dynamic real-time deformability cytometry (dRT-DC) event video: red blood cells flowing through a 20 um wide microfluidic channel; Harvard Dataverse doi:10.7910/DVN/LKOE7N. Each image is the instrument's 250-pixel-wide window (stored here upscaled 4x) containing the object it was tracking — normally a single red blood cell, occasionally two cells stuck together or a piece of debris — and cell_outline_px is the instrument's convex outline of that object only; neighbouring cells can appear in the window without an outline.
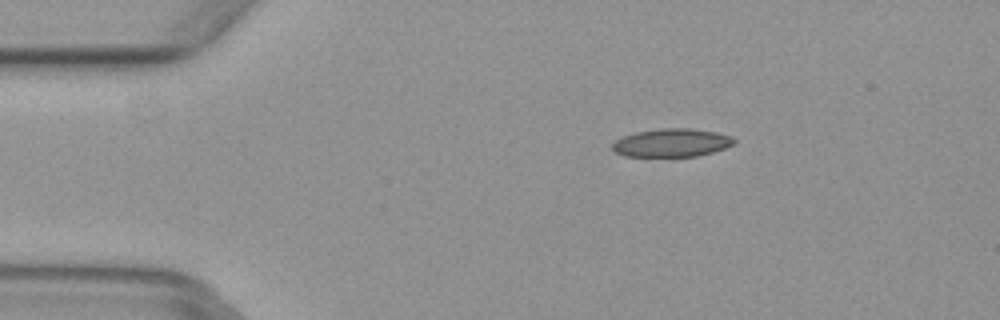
{"species": "common noctule bat (a hibernating species)", "species_latin": "Nyctalus noctula", "temperature_condition": "warm", "stored_images_in_passage": 2, "camera_frame_rate_fps": 3000, "um_per_image_px": 0.085, "animal": {"sex": "female", "body_mass_g": 29.2, "forearm_length_mm": 56.3}, "frame": {"image": 1, "passage_image": 1, "time_ms": 0.0, "image_size_px": [1000, 320], "cell_outline_px": [[736, 140], [732, 144], [724, 148], [712, 152], [696, 156], [624, 156], [612, 152], [612, 144], [616, 140], [624, 136], [636, 132], [660, 128], [692, 128], [716, 132], [732, 136]], "centroid_in_image_um": [57.07, 12.13], "position_along_channel_um": 27.9, "area_um2": 20.0}}